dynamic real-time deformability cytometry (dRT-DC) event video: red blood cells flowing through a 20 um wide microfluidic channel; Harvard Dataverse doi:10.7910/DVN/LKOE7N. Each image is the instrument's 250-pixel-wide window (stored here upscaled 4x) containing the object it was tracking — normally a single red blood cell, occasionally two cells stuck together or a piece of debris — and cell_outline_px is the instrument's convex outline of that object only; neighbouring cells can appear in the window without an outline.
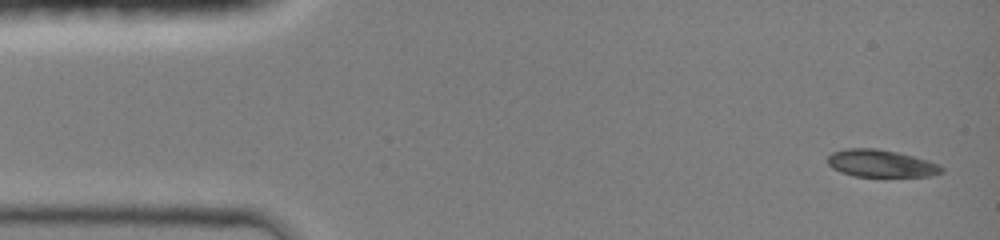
{"species": "common noctule bat (a hibernating species)", "species_latin": "Nyctalus noctula", "temperature_condition": "room temperature", "stored_images_in_passage": 11, "camera_frame_rate_fps": 3000, "um_per_image_px": 0.085, "animal": {"sex": "female", "body_mass_g": 19.0, "forearm_length_mm": 51.5}, "frame": {"image": 1, "passage_image": 1, "time_ms": 0.0, "image_size_px": [1000, 240], "cell_outline_px": [[944, 172], [932, 176], [852, 176], [840, 172], [832, 168], [828, 164], [828, 156], [832, 152], [844, 148], [876, 148], [896, 152], [928, 160], [940, 164], [944, 168]], "centroid_in_image_um": [74.88, 13.89], "position_along_channel_um": 10.1, "area_um2": 18.26}}
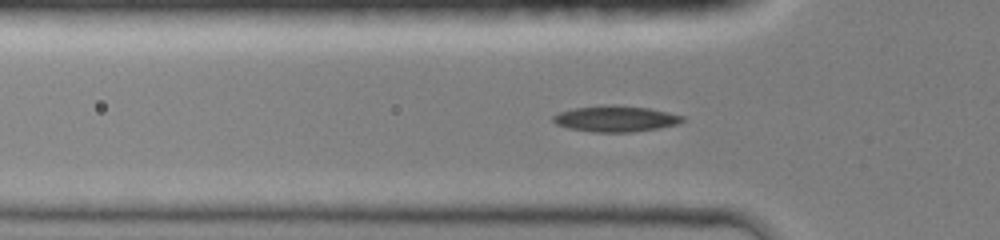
{"frame": {"image": 2, "passage_image": 7, "time_ms": 4.0, "image_size_px": [1000, 240], "cell_outline_px": [[684, 120], [676, 124], [660, 128], [632, 132], [592, 132], [568, 128], [556, 124], [552, 120], [552, 116], [560, 112], [572, 108], [608, 104], [616, 104], [648, 108], [668, 112], [684, 116]], "centroid_in_image_um": [52.3, 10.08], "position_along_channel_um": 73.5, "area_um2": 19.77}}
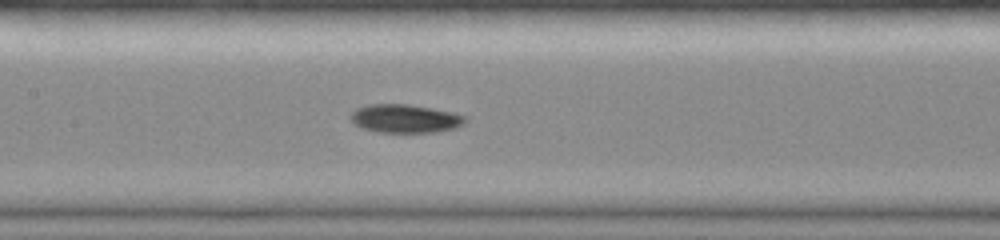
{"frame": {"image": 3, "passage_image": 10, "time_ms": 6.333, "image_size_px": [1000, 240], "cell_outline_px": [[468, 120], [464, 124], [456, 128], [436, 132], [380, 132], [364, 128], [356, 124], [348, 116], [356, 108], [368, 104], [408, 104], [432, 108], [452, 112], [468, 116]], "centroid_in_image_um": [34.48, 10.07], "position_along_channel_um": 172.9, "area_um2": 19.07}}